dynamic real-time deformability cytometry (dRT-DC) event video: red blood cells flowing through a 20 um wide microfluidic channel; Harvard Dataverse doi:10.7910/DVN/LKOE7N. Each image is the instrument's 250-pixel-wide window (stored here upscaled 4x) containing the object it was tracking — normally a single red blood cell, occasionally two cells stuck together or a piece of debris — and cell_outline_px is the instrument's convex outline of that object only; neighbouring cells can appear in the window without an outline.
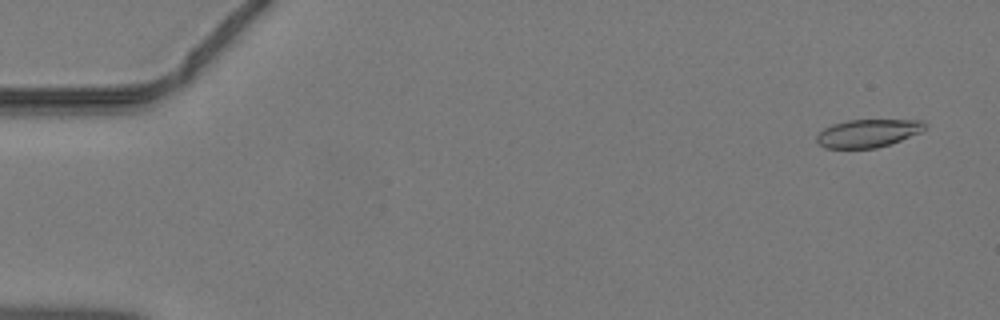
{"species": "common noctule bat (a hibernating species)", "species_latin": "Nyctalus noctula", "temperature_condition": "warm", "stored_images_in_passage": 47, "camera_frame_rate_fps": 3000, "um_per_image_px": 0.085, "animal": {"sex": "male", "body_mass_g": 19.2, "forearm_length_mm": 51.8}, "frame": {"image": 1, "passage_image": 3, "time_ms": 0.667, "image_size_px": [1000, 320], "cell_outline_px": [[928, 124], [920, 132], [900, 140], [876, 148], [824, 148], [816, 140], [816, 136], [824, 128], [832, 124], [848, 120], [920, 120]], "centroid_in_image_um": [73.75, 11.32], "position_along_channel_um": 11.3, "area_um2": 17.46}}
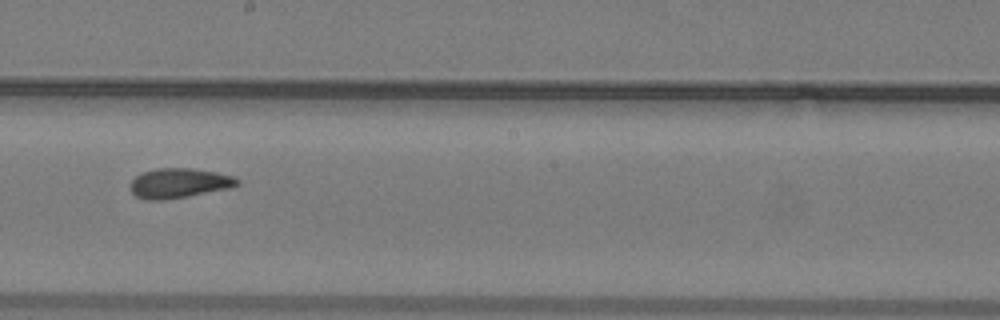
{"frame": {"image": 2, "passage_image": 27, "time_ms": 8.667, "image_size_px": [1000, 320], "cell_outline_px": [[240, 184], [232, 188], [188, 196], [164, 200], [148, 200], [136, 196], [132, 192], [132, 180], [136, 176], [144, 172], [156, 168], [192, 168], [216, 172], [232, 176], [240, 180]], "centroid_in_image_um": [15.27, 15.57], "position_along_channel_um": 232.9, "area_um2": 18.5}}
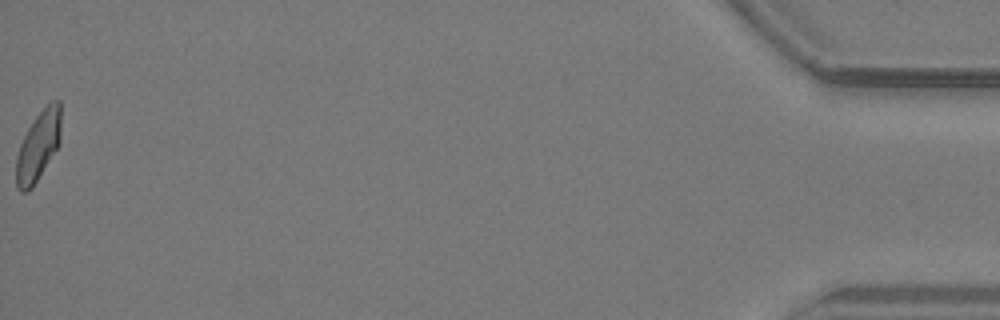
{"frame": {"image": 3, "passage_image": 47, "time_ms": 15.333, "image_size_px": [1000, 320], "cell_outline_px": [[60, 144], [32, 188], [28, 192], [20, 192], [16, 188], [16, 156], [20, 144], [28, 128], [36, 116], [52, 100], [60, 100]], "centroid_in_image_um": [3.24, 12.44], "position_along_channel_um": 432.0, "area_um2": 18.15}}